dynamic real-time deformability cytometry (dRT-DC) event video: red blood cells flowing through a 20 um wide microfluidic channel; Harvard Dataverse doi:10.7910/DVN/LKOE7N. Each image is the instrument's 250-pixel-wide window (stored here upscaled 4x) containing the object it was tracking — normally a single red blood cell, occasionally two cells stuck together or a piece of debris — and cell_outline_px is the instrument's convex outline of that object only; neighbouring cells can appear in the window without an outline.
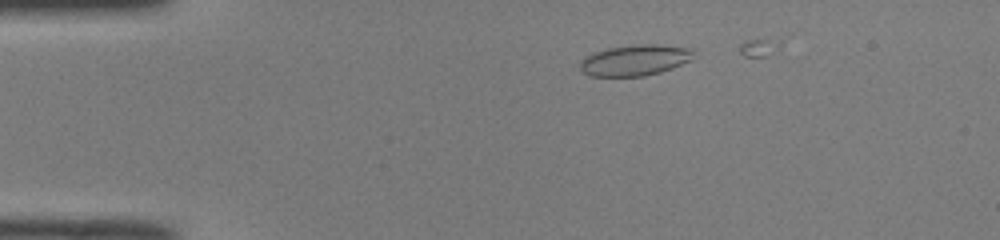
{"species": "common noctule bat (a hibernating species)", "species_latin": "Nyctalus noctula", "temperature_condition": "room temperature", "stored_images_in_passage": 11, "camera_frame_rate_fps": 3000, "um_per_image_px": 0.085, "animal": {"sex": "male", "body_mass_g": 19.0, "forearm_length_mm": 50.8}, "frame": {"image": 1, "passage_image": 1, "time_ms": 0.0, "image_size_px": [1000, 240], "cell_outline_px": [[696, 52], [692, 60], [672, 68], [660, 72], [644, 76], [588, 76], [580, 68], [580, 60], [596, 52], [608, 48], [640, 44], [656, 44], [688, 48]], "centroid_in_image_um": [54.0, 5.12], "position_along_channel_um": 31.0, "area_um2": 20.35}}
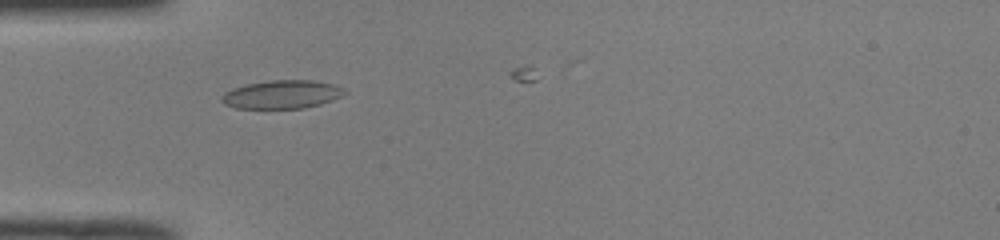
{"frame": {"image": 2, "passage_image": 7, "time_ms": 2.0, "image_size_px": [1000, 240], "cell_outline_px": [[344, 92], [340, 96], [332, 100], [320, 104], [304, 108], [236, 108], [224, 104], [220, 100], [220, 96], [224, 92], [232, 88], [248, 84], [272, 80], [312, 80], [336, 84], [344, 88]], "centroid_in_image_um": [23.93, 8.02], "position_along_channel_um": 61.1, "area_um2": 20.29}}
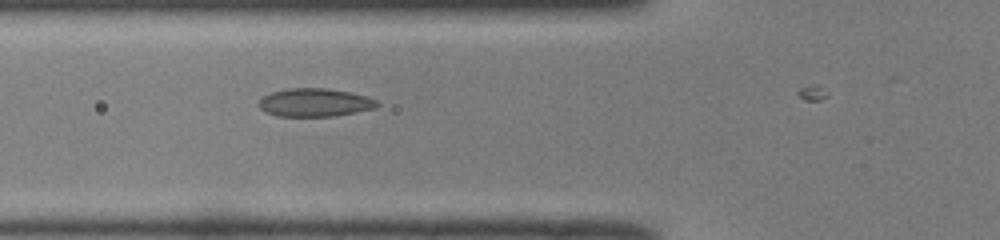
{"frame": {"image": 3, "passage_image": 10, "time_ms": 3.0, "image_size_px": [1000, 240], "cell_outline_px": [[380, 104], [376, 108], [356, 112], [332, 116], [276, 116], [260, 108], [260, 100], [264, 96], [272, 92], [288, 88], [328, 88], [348, 92], [364, 96], [376, 100]], "centroid_in_image_um": [26.77, 8.71], "position_along_channel_um": 99.0, "area_um2": 19.19}}